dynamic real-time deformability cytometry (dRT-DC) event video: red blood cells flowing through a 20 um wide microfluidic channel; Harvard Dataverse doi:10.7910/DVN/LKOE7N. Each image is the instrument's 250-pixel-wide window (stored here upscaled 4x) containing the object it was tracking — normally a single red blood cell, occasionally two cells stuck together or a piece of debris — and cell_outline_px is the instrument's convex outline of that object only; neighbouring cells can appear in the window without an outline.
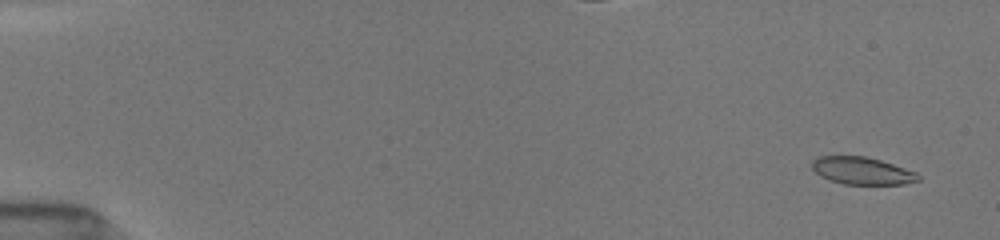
{"species": "common noctule bat (a hibernating species)", "species_latin": "Nyctalus noctula", "temperature_condition": "room temperature", "stored_images_in_passage": 10, "camera_frame_rate_fps": 3000, "um_per_image_px": 0.085, "animal": {"sex": "female", "body_mass_g": 19.5, "forearm_length_mm": 54.1}, "frame": {"image": 1, "passage_image": 2, "time_ms": 0.667, "image_size_px": [1000, 240], "cell_outline_px": [[920, 180], [904, 184], [844, 184], [820, 176], [812, 168], [812, 160], [820, 156], [864, 156], [880, 160], [916, 172], [920, 176]], "centroid_in_image_um": [73.28, 14.51], "position_along_channel_um": 11.7, "area_um2": 16.76}}
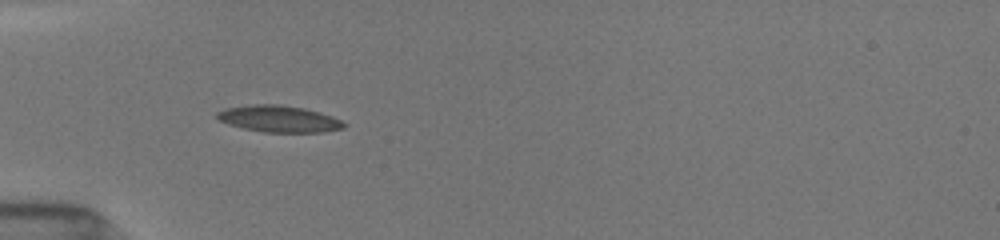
{"frame": {"image": 2, "passage_image": 9, "time_ms": 5.667, "image_size_px": [1000, 240], "cell_outline_px": [[348, 124], [344, 128], [324, 132], [264, 132], [244, 128], [228, 124], [220, 120], [216, 116], [216, 112], [224, 108], [252, 104], [276, 104], [304, 108], [332, 116]], "centroid_in_image_um": [23.71, 10.1], "position_along_channel_um": 61.3, "area_um2": 19.65}}
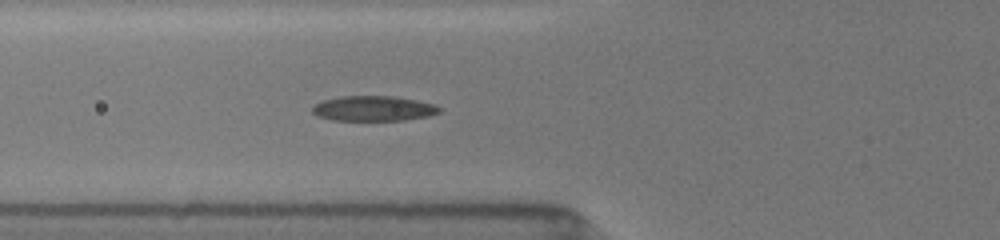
{"frame": {"image": 3, "passage_image": 10, "time_ms": 6.667, "image_size_px": [1000, 240], "cell_outline_px": [[440, 112], [428, 116], [404, 120], [332, 120], [320, 116], [312, 112], [312, 108], [316, 104], [324, 100], [340, 96], [392, 96], [416, 100], [436, 104], [440, 108]], "centroid_in_image_um": [31.77, 9.22], "position_along_channel_um": 94.0, "area_um2": 18.44}}